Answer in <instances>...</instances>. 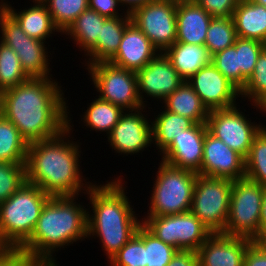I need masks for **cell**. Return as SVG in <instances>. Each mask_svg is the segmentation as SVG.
Returning <instances> with one entry per match:
<instances>
[{
	"instance_id": "1",
	"label": "cell",
	"mask_w": 266,
	"mask_h": 266,
	"mask_svg": "<svg viewBox=\"0 0 266 266\" xmlns=\"http://www.w3.org/2000/svg\"><path fill=\"white\" fill-rule=\"evenodd\" d=\"M52 78H29L0 93V113L29 143L59 135L67 128L66 101Z\"/></svg>"
},
{
	"instance_id": "2",
	"label": "cell",
	"mask_w": 266,
	"mask_h": 266,
	"mask_svg": "<svg viewBox=\"0 0 266 266\" xmlns=\"http://www.w3.org/2000/svg\"><path fill=\"white\" fill-rule=\"evenodd\" d=\"M69 119L67 128L59 135L28 145L26 182L50 197L78 196L85 185L79 168L80 146L64 139L72 130Z\"/></svg>"
},
{
	"instance_id": "3",
	"label": "cell",
	"mask_w": 266,
	"mask_h": 266,
	"mask_svg": "<svg viewBox=\"0 0 266 266\" xmlns=\"http://www.w3.org/2000/svg\"><path fill=\"white\" fill-rule=\"evenodd\" d=\"M119 178L107 184L84 186L94 214L87 215V236L100 238L102 248L110 260L136 233L142 224L129 204ZM138 219V220H137Z\"/></svg>"
},
{
	"instance_id": "4",
	"label": "cell",
	"mask_w": 266,
	"mask_h": 266,
	"mask_svg": "<svg viewBox=\"0 0 266 266\" xmlns=\"http://www.w3.org/2000/svg\"><path fill=\"white\" fill-rule=\"evenodd\" d=\"M76 197H50L43 206L31 237L19 248L31 260L55 259L57 248L88 237V211L74 202Z\"/></svg>"
},
{
	"instance_id": "5",
	"label": "cell",
	"mask_w": 266,
	"mask_h": 266,
	"mask_svg": "<svg viewBox=\"0 0 266 266\" xmlns=\"http://www.w3.org/2000/svg\"><path fill=\"white\" fill-rule=\"evenodd\" d=\"M49 199L38 186L25 182L0 203V245L4 249H19L31 237Z\"/></svg>"
},
{
	"instance_id": "6",
	"label": "cell",
	"mask_w": 266,
	"mask_h": 266,
	"mask_svg": "<svg viewBox=\"0 0 266 266\" xmlns=\"http://www.w3.org/2000/svg\"><path fill=\"white\" fill-rule=\"evenodd\" d=\"M197 173L161 162L154 181L148 216H167L191 210Z\"/></svg>"
},
{
	"instance_id": "7",
	"label": "cell",
	"mask_w": 266,
	"mask_h": 266,
	"mask_svg": "<svg viewBox=\"0 0 266 266\" xmlns=\"http://www.w3.org/2000/svg\"><path fill=\"white\" fill-rule=\"evenodd\" d=\"M265 189L246 177L232 181L224 234L252 240L258 235Z\"/></svg>"
},
{
	"instance_id": "8",
	"label": "cell",
	"mask_w": 266,
	"mask_h": 266,
	"mask_svg": "<svg viewBox=\"0 0 266 266\" xmlns=\"http://www.w3.org/2000/svg\"><path fill=\"white\" fill-rule=\"evenodd\" d=\"M231 190V180L197 175L190 211L211 233L225 230Z\"/></svg>"
},
{
	"instance_id": "9",
	"label": "cell",
	"mask_w": 266,
	"mask_h": 266,
	"mask_svg": "<svg viewBox=\"0 0 266 266\" xmlns=\"http://www.w3.org/2000/svg\"><path fill=\"white\" fill-rule=\"evenodd\" d=\"M99 98L121 107L124 111L142 109L137 92L136 72L120 68L109 62L87 66Z\"/></svg>"
},
{
	"instance_id": "10",
	"label": "cell",
	"mask_w": 266,
	"mask_h": 266,
	"mask_svg": "<svg viewBox=\"0 0 266 266\" xmlns=\"http://www.w3.org/2000/svg\"><path fill=\"white\" fill-rule=\"evenodd\" d=\"M146 217L141 220L142 224L157 238L178 250L197 251L212 234L191 211Z\"/></svg>"
},
{
	"instance_id": "11",
	"label": "cell",
	"mask_w": 266,
	"mask_h": 266,
	"mask_svg": "<svg viewBox=\"0 0 266 266\" xmlns=\"http://www.w3.org/2000/svg\"><path fill=\"white\" fill-rule=\"evenodd\" d=\"M0 29L1 42L16 52L22 69L29 78H51L49 56L44 41L29 37L1 5Z\"/></svg>"
},
{
	"instance_id": "12",
	"label": "cell",
	"mask_w": 266,
	"mask_h": 266,
	"mask_svg": "<svg viewBox=\"0 0 266 266\" xmlns=\"http://www.w3.org/2000/svg\"><path fill=\"white\" fill-rule=\"evenodd\" d=\"M130 16L131 22L147 36L160 53L176 42V2L154 0L135 9Z\"/></svg>"
},
{
	"instance_id": "13",
	"label": "cell",
	"mask_w": 266,
	"mask_h": 266,
	"mask_svg": "<svg viewBox=\"0 0 266 266\" xmlns=\"http://www.w3.org/2000/svg\"><path fill=\"white\" fill-rule=\"evenodd\" d=\"M206 126L210 134L244 158L249 154L254 136L263 127L262 124L255 125L251 120H247L236 106L210 110Z\"/></svg>"
},
{
	"instance_id": "14",
	"label": "cell",
	"mask_w": 266,
	"mask_h": 266,
	"mask_svg": "<svg viewBox=\"0 0 266 266\" xmlns=\"http://www.w3.org/2000/svg\"><path fill=\"white\" fill-rule=\"evenodd\" d=\"M187 82L209 111L237 106L235 100L239 97L240 91L212 62L199 69Z\"/></svg>"
},
{
	"instance_id": "15",
	"label": "cell",
	"mask_w": 266,
	"mask_h": 266,
	"mask_svg": "<svg viewBox=\"0 0 266 266\" xmlns=\"http://www.w3.org/2000/svg\"><path fill=\"white\" fill-rule=\"evenodd\" d=\"M137 92L142 105L145 107L143 93L147 97L164 100L171 95L184 80L163 53L151 60L136 72Z\"/></svg>"
},
{
	"instance_id": "16",
	"label": "cell",
	"mask_w": 266,
	"mask_h": 266,
	"mask_svg": "<svg viewBox=\"0 0 266 266\" xmlns=\"http://www.w3.org/2000/svg\"><path fill=\"white\" fill-rule=\"evenodd\" d=\"M201 175L231 181L245 178V158L207 131Z\"/></svg>"
},
{
	"instance_id": "17",
	"label": "cell",
	"mask_w": 266,
	"mask_h": 266,
	"mask_svg": "<svg viewBox=\"0 0 266 266\" xmlns=\"http://www.w3.org/2000/svg\"><path fill=\"white\" fill-rule=\"evenodd\" d=\"M144 109L143 107L138 110L125 111L120 116L118 123L107 137L112 150L114 148L117 153H124L128 156L143 151L153 143L152 125L141 112Z\"/></svg>"
},
{
	"instance_id": "18",
	"label": "cell",
	"mask_w": 266,
	"mask_h": 266,
	"mask_svg": "<svg viewBox=\"0 0 266 266\" xmlns=\"http://www.w3.org/2000/svg\"><path fill=\"white\" fill-rule=\"evenodd\" d=\"M207 131L206 123H194L183 130L162 152V161L201 175L204 139Z\"/></svg>"
},
{
	"instance_id": "19",
	"label": "cell",
	"mask_w": 266,
	"mask_h": 266,
	"mask_svg": "<svg viewBox=\"0 0 266 266\" xmlns=\"http://www.w3.org/2000/svg\"><path fill=\"white\" fill-rule=\"evenodd\" d=\"M253 240L212 233L197 250L198 266H243L246 249Z\"/></svg>"
},
{
	"instance_id": "20",
	"label": "cell",
	"mask_w": 266,
	"mask_h": 266,
	"mask_svg": "<svg viewBox=\"0 0 266 266\" xmlns=\"http://www.w3.org/2000/svg\"><path fill=\"white\" fill-rule=\"evenodd\" d=\"M158 50L152 45L147 36L132 22L124 31L119 49L108 61L109 63L137 72L153 60Z\"/></svg>"
},
{
	"instance_id": "21",
	"label": "cell",
	"mask_w": 266,
	"mask_h": 266,
	"mask_svg": "<svg viewBox=\"0 0 266 266\" xmlns=\"http://www.w3.org/2000/svg\"><path fill=\"white\" fill-rule=\"evenodd\" d=\"M211 19L195 1L176 3V42L204 45Z\"/></svg>"
},
{
	"instance_id": "22",
	"label": "cell",
	"mask_w": 266,
	"mask_h": 266,
	"mask_svg": "<svg viewBox=\"0 0 266 266\" xmlns=\"http://www.w3.org/2000/svg\"><path fill=\"white\" fill-rule=\"evenodd\" d=\"M1 1L0 5L19 23L29 37L45 42L53 32H60L43 1H33L35 2L33 7L25 8L18 13L7 2Z\"/></svg>"
},
{
	"instance_id": "23",
	"label": "cell",
	"mask_w": 266,
	"mask_h": 266,
	"mask_svg": "<svg viewBox=\"0 0 266 266\" xmlns=\"http://www.w3.org/2000/svg\"><path fill=\"white\" fill-rule=\"evenodd\" d=\"M163 54L184 81L190 79L202 67L210 64L212 57L205 45L183 42H175Z\"/></svg>"
},
{
	"instance_id": "24",
	"label": "cell",
	"mask_w": 266,
	"mask_h": 266,
	"mask_svg": "<svg viewBox=\"0 0 266 266\" xmlns=\"http://www.w3.org/2000/svg\"><path fill=\"white\" fill-rule=\"evenodd\" d=\"M237 37L266 44V7L250 0H240L232 14Z\"/></svg>"
},
{
	"instance_id": "25",
	"label": "cell",
	"mask_w": 266,
	"mask_h": 266,
	"mask_svg": "<svg viewBox=\"0 0 266 266\" xmlns=\"http://www.w3.org/2000/svg\"><path fill=\"white\" fill-rule=\"evenodd\" d=\"M123 16L107 18L104 24H101L97 43L86 54L90 57L87 66L97 62H108L116 54L126 26L131 22L130 14L126 13Z\"/></svg>"
},
{
	"instance_id": "26",
	"label": "cell",
	"mask_w": 266,
	"mask_h": 266,
	"mask_svg": "<svg viewBox=\"0 0 266 266\" xmlns=\"http://www.w3.org/2000/svg\"><path fill=\"white\" fill-rule=\"evenodd\" d=\"M163 102L165 110L187 117L194 123H206L210 112L187 81L182 82Z\"/></svg>"
},
{
	"instance_id": "27",
	"label": "cell",
	"mask_w": 266,
	"mask_h": 266,
	"mask_svg": "<svg viewBox=\"0 0 266 266\" xmlns=\"http://www.w3.org/2000/svg\"><path fill=\"white\" fill-rule=\"evenodd\" d=\"M106 19L107 17L96 11L87 9L63 33L70 35V38L72 37L71 39L87 54L96 45L101 24H104Z\"/></svg>"
},
{
	"instance_id": "28",
	"label": "cell",
	"mask_w": 266,
	"mask_h": 266,
	"mask_svg": "<svg viewBox=\"0 0 266 266\" xmlns=\"http://www.w3.org/2000/svg\"><path fill=\"white\" fill-rule=\"evenodd\" d=\"M152 125V142H155L158 152H163L183 130L191 127L194 122L187 117L165 110L160 112Z\"/></svg>"
},
{
	"instance_id": "29",
	"label": "cell",
	"mask_w": 266,
	"mask_h": 266,
	"mask_svg": "<svg viewBox=\"0 0 266 266\" xmlns=\"http://www.w3.org/2000/svg\"><path fill=\"white\" fill-rule=\"evenodd\" d=\"M28 142L0 113V162L26 163Z\"/></svg>"
},
{
	"instance_id": "30",
	"label": "cell",
	"mask_w": 266,
	"mask_h": 266,
	"mask_svg": "<svg viewBox=\"0 0 266 266\" xmlns=\"http://www.w3.org/2000/svg\"><path fill=\"white\" fill-rule=\"evenodd\" d=\"M88 106L83 115V122L86 123V127L88 126L92 130L95 129V131H104L107 135L111 133L120 116L124 113L121 107L99 97Z\"/></svg>"
},
{
	"instance_id": "31",
	"label": "cell",
	"mask_w": 266,
	"mask_h": 266,
	"mask_svg": "<svg viewBox=\"0 0 266 266\" xmlns=\"http://www.w3.org/2000/svg\"><path fill=\"white\" fill-rule=\"evenodd\" d=\"M245 177L266 188V127L254 136L245 158Z\"/></svg>"
},
{
	"instance_id": "32",
	"label": "cell",
	"mask_w": 266,
	"mask_h": 266,
	"mask_svg": "<svg viewBox=\"0 0 266 266\" xmlns=\"http://www.w3.org/2000/svg\"><path fill=\"white\" fill-rule=\"evenodd\" d=\"M236 39L237 34L232 17H212L204 44L211 56L234 45Z\"/></svg>"
},
{
	"instance_id": "33",
	"label": "cell",
	"mask_w": 266,
	"mask_h": 266,
	"mask_svg": "<svg viewBox=\"0 0 266 266\" xmlns=\"http://www.w3.org/2000/svg\"><path fill=\"white\" fill-rule=\"evenodd\" d=\"M29 77L22 69L16 52L8 45L0 42V93L16 87Z\"/></svg>"
},
{
	"instance_id": "34",
	"label": "cell",
	"mask_w": 266,
	"mask_h": 266,
	"mask_svg": "<svg viewBox=\"0 0 266 266\" xmlns=\"http://www.w3.org/2000/svg\"><path fill=\"white\" fill-rule=\"evenodd\" d=\"M51 14L55 26L63 32L88 9V0H42Z\"/></svg>"
},
{
	"instance_id": "35",
	"label": "cell",
	"mask_w": 266,
	"mask_h": 266,
	"mask_svg": "<svg viewBox=\"0 0 266 266\" xmlns=\"http://www.w3.org/2000/svg\"><path fill=\"white\" fill-rule=\"evenodd\" d=\"M136 234L145 244L147 266H167L178 251L157 238L143 224L138 227Z\"/></svg>"
},
{
	"instance_id": "36",
	"label": "cell",
	"mask_w": 266,
	"mask_h": 266,
	"mask_svg": "<svg viewBox=\"0 0 266 266\" xmlns=\"http://www.w3.org/2000/svg\"><path fill=\"white\" fill-rule=\"evenodd\" d=\"M240 67V91L252 75L260 53L266 48V44L254 40L237 37L235 43Z\"/></svg>"
},
{
	"instance_id": "37",
	"label": "cell",
	"mask_w": 266,
	"mask_h": 266,
	"mask_svg": "<svg viewBox=\"0 0 266 266\" xmlns=\"http://www.w3.org/2000/svg\"><path fill=\"white\" fill-rule=\"evenodd\" d=\"M26 163L0 162V203L26 182Z\"/></svg>"
},
{
	"instance_id": "38",
	"label": "cell",
	"mask_w": 266,
	"mask_h": 266,
	"mask_svg": "<svg viewBox=\"0 0 266 266\" xmlns=\"http://www.w3.org/2000/svg\"><path fill=\"white\" fill-rule=\"evenodd\" d=\"M248 97L257 105L266 96V48L260 53L252 75L240 91V96Z\"/></svg>"
},
{
	"instance_id": "39",
	"label": "cell",
	"mask_w": 266,
	"mask_h": 266,
	"mask_svg": "<svg viewBox=\"0 0 266 266\" xmlns=\"http://www.w3.org/2000/svg\"><path fill=\"white\" fill-rule=\"evenodd\" d=\"M111 266H147L143 240L134 236L110 259Z\"/></svg>"
},
{
	"instance_id": "40",
	"label": "cell",
	"mask_w": 266,
	"mask_h": 266,
	"mask_svg": "<svg viewBox=\"0 0 266 266\" xmlns=\"http://www.w3.org/2000/svg\"><path fill=\"white\" fill-rule=\"evenodd\" d=\"M211 62L240 91V67L235 45L212 55Z\"/></svg>"
},
{
	"instance_id": "41",
	"label": "cell",
	"mask_w": 266,
	"mask_h": 266,
	"mask_svg": "<svg viewBox=\"0 0 266 266\" xmlns=\"http://www.w3.org/2000/svg\"><path fill=\"white\" fill-rule=\"evenodd\" d=\"M240 0H195L210 16L231 18Z\"/></svg>"
},
{
	"instance_id": "42",
	"label": "cell",
	"mask_w": 266,
	"mask_h": 266,
	"mask_svg": "<svg viewBox=\"0 0 266 266\" xmlns=\"http://www.w3.org/2000/svg\"><path fill=\"white\" fill-rule=\"evenodd\" d=\"M31 259L20 249H4L0 252V266H29Z\"/></svg>"
},
{
	"instance_id": "43",
	"label": "cell",
	"mask_w": 266,
	"mask_h": 266,
	"mask_svg": "<svg viewBox=\"0 0 266 266\" xmlns=\"http://www.w3.org/2000/svg\"><path fill=\"white\" fill-rule=\"evenodd\" d=\"M243 266H266V248L252 241L246 249Z\"/></svg>"
},
{
	"instance_id": "44",
	"label": "cell",
	"mask_w": 266,
	"mask_h": 266,
	"mask_svg": "<svg viewBox=\"0 0 266 266\" xmlns=\"http://www.w3.org/2000/svg\"><path fill=\"white\" fill-rule=\"evenodd\" d=\"M118 6H121L119 0H88V9L107 18H115L120 15L116 10Z\"/></svg>"
},
{
	"instance_id": "45",
	"label": "cell",
	"mask_w": 266,
	"mask_h": 266,
	"mask_svg": "<svg viewBox=\"0 0 266 266\" xmlns=\"http://www.w3.org/2000/svg\"><path fill=\"white\" fill-rule=\"evenodd\" d=\"M167 266H198L197 251L178 250Z\"/></svg>"
},
{
	"instance_id": "46",
	"label": "cell",
	"mask_w": 266,
	"mask_h": 266,
	"mask_svg": "<svg viewBox=\"0 0 266 266\" xmlns=\"http://www.w3.org/2000/svg\"><path fill=\"white\" fill-rule=\"evenodd\" d=\"M265 237H266V189L263 194L259 232L258 235L253 239V241L260 243Z\"/></svg>"
},
{
	"instance_id": "47",
	"label": "cell",
	"mask_w": 266,
	"mask_h": 266,
	"mask_svg": "<svg viewBox=\"0 0 266 266\" xmlns=\"http://www.w3.org/2000/svg\"><path fill=\"white\" fill-rule=\"evenodd\" d=\"M154 0H119V3L123 6L124 4L128 7L126 13L131 14L135 9L141 7L142 5L152 2Z\"/></svg>"
},
{
	"instance_id": "48",
	"label": "cell",
	"mask_w": 266,
	"mask_h": 266,
	"mask_svg": "<svg viewBox=\"0 0 266 266\" xmlns=\"http://www.w3.org/2000/svg\"><path fill=\"white\" fill-rule=\"evenodd\" d=\"M56 260H31L29 266H57Z\"/></svg>"
},
{
	"instance_id": "49",
	"label": "cell",
	"mask_w": 266,
	"mask_h": 266,
	"mask_svg": "<svg viewBox=\"0 0 266 266\" xmlns=\"http://www.w3.org/2000/svg\"><path fill=\"white\" fill-rule=\"evenodd\" d=\"M254 107H257L260 111L262 110V112H266V96Z\"/></svg>"
},
{
	"instance_id": "50",
	"label": "cell",
	"mask_w": 266,
	"mask_h": 266,
	"mask_svg": "<svg viewBox=\"0 0 266 266\" xmlns=\"http://www.w3.org/2000/svg\"><path fill=\"white\" fill-rule=\"evenodd\" d=\"M253 3H257L266 7V0H250Z\"/></svg>"
},
{
	"instance_id": "51",
	"label": "cell",
	"mask_w": 266,
	"mask_h": 266,
	"mask_svg": "<svg viewBox=\"0 0 266 266\" xmlns=\"http://www.w3.org/2000/svg\"><path fill=\"white\" fill-rule=\"evenodd\" d=\"M168 1L179 3V2H188V1H195V0H168Z\"/></svg>"
},
{
	"instance_id": "52",
	"label": "cell",
	"mask_w": 266,
	"mask_h": 266,
	"mask_svg": "<svg viewBox=\"0 0 266 266\" xmlns=\"http://www.w3.org/2000/svg\"><path fill=\"white\" fill-rule=\"evenodd\" d=\"M260 244L266 248V237L260 242Z\"/></svg>"
},
{
	"instance_id": "53",
	"label": "cell",
	"mask_w": 266,
	"mask_h": 266,
	"mask_svg": "<svg viewBox=\"0 0 266 266\" xmlns=\"http://www.w3.org/2000/svg\"><path fill=\"white\" fill-rule=\"evenodd\" d=\"M2 250H4V248L0 245V252H1Z\"/></svg>"
}]
</instances>
